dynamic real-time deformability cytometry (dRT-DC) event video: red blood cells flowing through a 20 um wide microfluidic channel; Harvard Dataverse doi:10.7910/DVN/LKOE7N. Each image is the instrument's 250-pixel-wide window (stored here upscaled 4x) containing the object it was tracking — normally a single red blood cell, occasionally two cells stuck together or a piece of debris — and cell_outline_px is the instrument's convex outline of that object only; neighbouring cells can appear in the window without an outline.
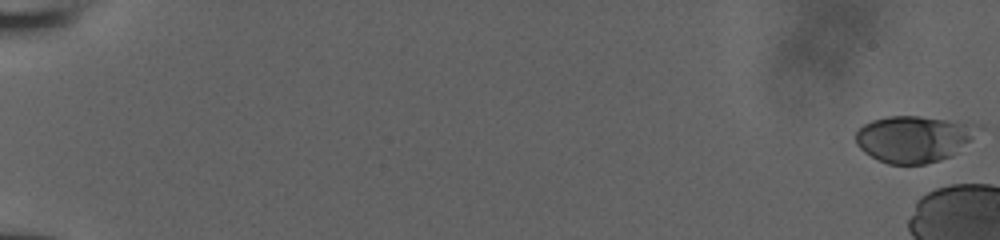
{"species": "human", "species_latin": "Homo sapiens", "temperature_condition": "room temperature", "stored_images_in_passage": 13, "camera_frame_rate_fps": 3000, "um_per_image_px": 0.085, "donor": {"sex": "male"}, "frame": {"image": 1, "passage_image": 1, "time_ms": 0.0, "image_size_px": [1000, 240], "cell_outline_px": [[984, 128], [952, 156], [940, 160], [924, 164], [888, 164], [864, 152], [856, 144], [856, 132], [864, 124], [872, 120], [888, 116], [920, 116], [984, 124]], "centroid_in_image_um": [77.74, 11.78], "position_along_channel_um": 7.3, "area_um2": 33.47}}